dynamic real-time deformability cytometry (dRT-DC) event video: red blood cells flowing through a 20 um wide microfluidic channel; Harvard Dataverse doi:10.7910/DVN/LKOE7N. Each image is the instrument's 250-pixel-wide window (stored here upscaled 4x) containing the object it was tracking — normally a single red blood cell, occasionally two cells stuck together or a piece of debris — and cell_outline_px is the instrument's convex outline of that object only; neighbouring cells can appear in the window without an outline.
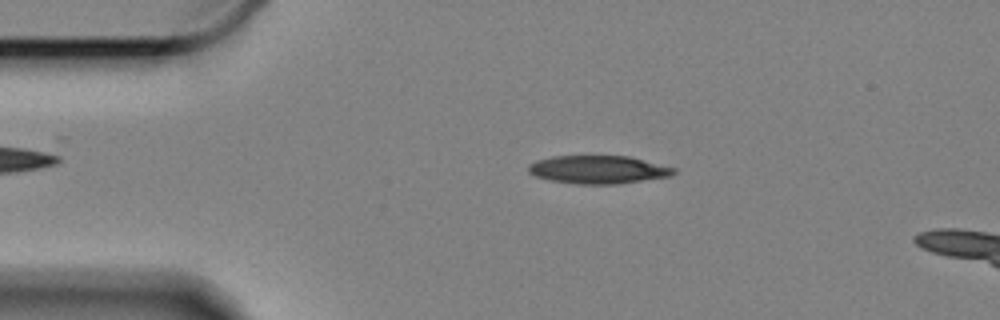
{"species": "Egyptian fruit bat (a non-hibernating species)", "species_latin": "Rousettus aegyptiacus", "temperature_condition": "cold", "stored_images_in_passage": 56, "camera_frame_rate_fps": 3000, "um_per_image_px": 0.085, "animal": {"sex": "female"}, "frame": {"image": 1, "passage_image": 10, "time_ms": 3.0, "image_size_px": [1000, 320], "cell_outline_px": [[680, 168], [672, 176], [616, 184], [580, 184], [552, 180], [536, 176], [528, 172], [528, 164], [536, 160], [552, 156], [628, 156]], "centroid_in_image_um": [50.91, 14.41], "position_along_channel_um": 34.1, "area_um2": 23.93}}
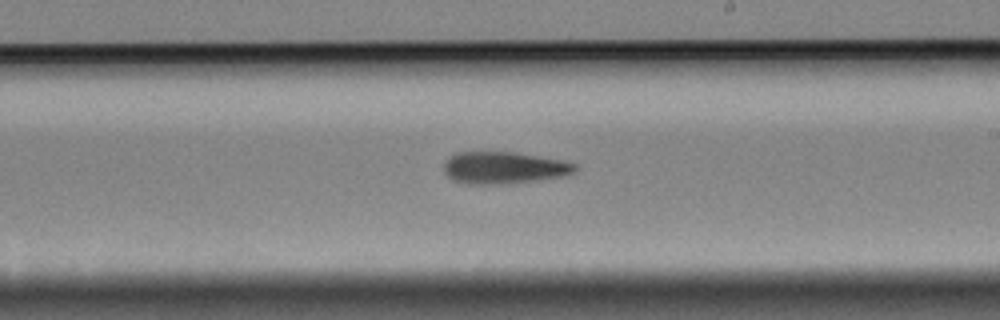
{"frame": {"image": 2, "passage_image": 32, "time_ms": 10.333, "image_size_px": [1000, 320], "cell_outline_px": [[576, 168], [572, 172], [560, 176], [540, 180], [512, 184], [468, 184], [452, 180], [444, 172], [444, 164], [452, 156], [460, 152], [512, 152], [560, 160], [576, 164]], "centroid_in_image_um": [42.8, 14.28], "position_along_channel_um": 246.2, "area_um2": 24.16}}
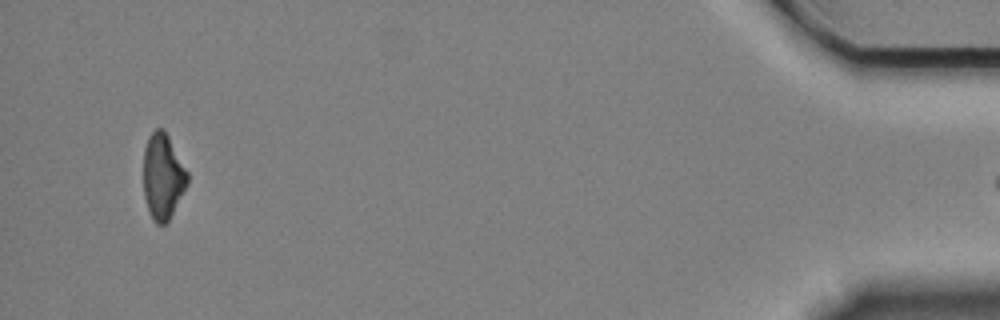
{"frame": {"image": 3, "passage_image": 55, "time_ms": 18.0, "image_size_px": [1000, 320], "cell_outline_px": [[188, 184], [168, 220], [164, 224], [156, 224], [152, 220], [144, 196], [144, 148], [148, 136], [156, 128], [164, 128], [188, 172]], "centroid_in_image_um": [13.84, 14.97], "position_along_channel_um": 421.4, "area_um2": 21.85}}